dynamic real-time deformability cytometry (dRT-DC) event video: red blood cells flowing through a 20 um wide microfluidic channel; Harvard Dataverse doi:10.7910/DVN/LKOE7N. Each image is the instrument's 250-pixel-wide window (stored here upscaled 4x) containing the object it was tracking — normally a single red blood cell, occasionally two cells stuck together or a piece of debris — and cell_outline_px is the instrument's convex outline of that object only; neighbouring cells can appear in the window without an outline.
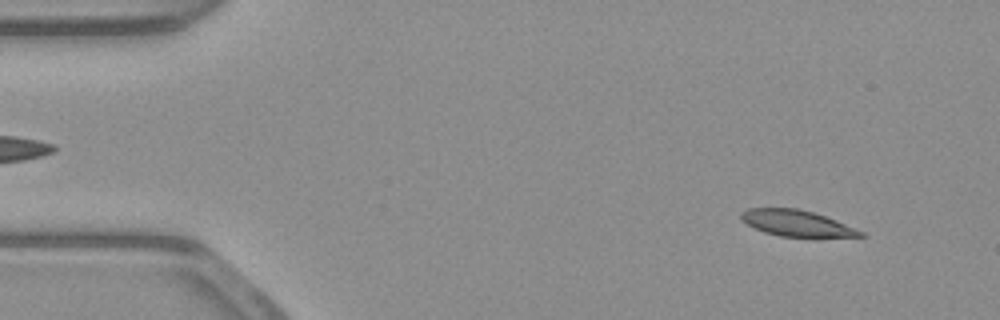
{"species": "common noctule bat (a hibernating species)", "species_latin": "Nyctalus noctula", "temperature_condition": "warm", "stored_images_in_passage": 52, "camera_frame_rate_fps": 3000, "um_per_image_px": 0.085, "animal": {"sex": "male", "body_mass_g": 23.1, "forearm_length_mm": 52.7}, "frame": {"image": 1, "passage_image": 4, "time_ms": 1.0, "image_size_px": [1000, 320], "cell_outline_px": [[868, 236], [780, 236], [764, 232], [748, 224], [740, 216], [740, 212], [748, 208], [796, 208], [812, 212], [836, 220], [864, 232]], "centroid_in_image_um": [67.69, 18.96], "position_along_channel_um": 17.3, "area_um2": 17.69}}
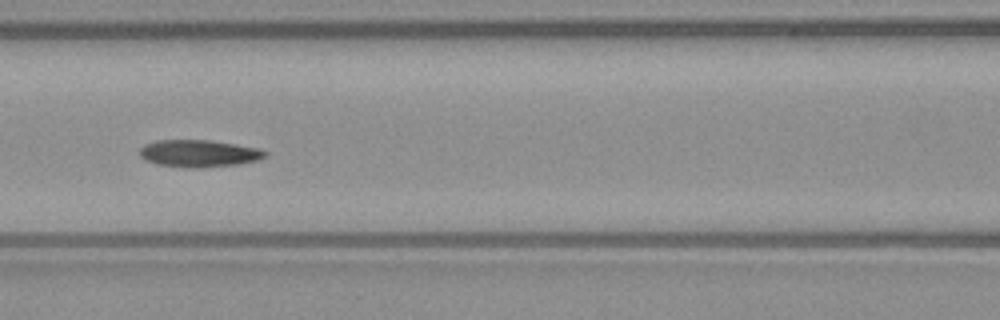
{"frame": {"image": 2, "passage_image": 22, "time_ms": 7.0, "image_size_px": [1000, 320], "cell_outline_px": [[268, 156], [256, 160], [240, 164], [204, 168], [188, 168], [156, 164], [144, 160], [140, 156], [140, 148], [144, 144], [156, 140], [208, 140], [236, 144], [260, 148], [268, 152]], "centroid_in_image_um": [16.91, 13.05], "position_along_channel_um": 149.7, "area_um2": 20.17}}
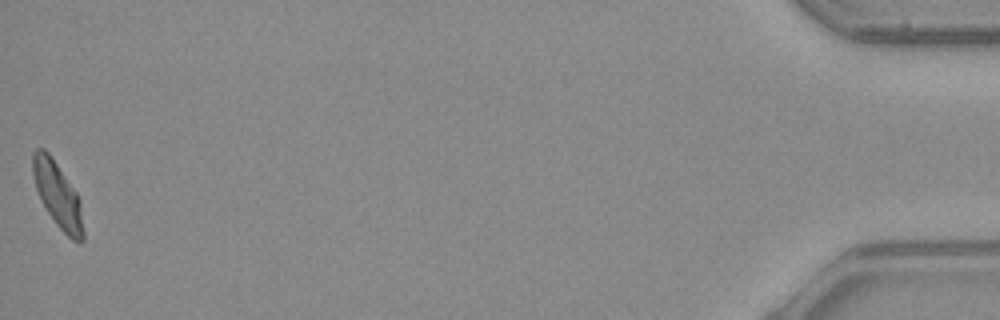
{"frame": {"image": 3, "passage_image": 52, "time_ms": 17.0, "image_size_px": [1000, 320], "cell_outline_px": [[84, 240], [80, 244], [72, 240], [56, 224], [40, 200], [32, 176], [32, 152], [36, 148], [44, 148], [48, 152], [76, 192], [80, 200], [84, 232]], "centroid_in_image_um": [4.9, 16.58], "position_along_channel_um": 430.3, "area_um2": 19.25}, "authors_computed_cell_mechanics": {"area_um2": 19.5942, "velocity_mm_per_s": 3.8746, "shape_relaxation_time_tau1_ms": 5.5441, "shape_relaxation_time_tau2_ms": 3.3143, "deformation_change_tau1": 0.168, "deformation_change_tau2": 0.1064}}